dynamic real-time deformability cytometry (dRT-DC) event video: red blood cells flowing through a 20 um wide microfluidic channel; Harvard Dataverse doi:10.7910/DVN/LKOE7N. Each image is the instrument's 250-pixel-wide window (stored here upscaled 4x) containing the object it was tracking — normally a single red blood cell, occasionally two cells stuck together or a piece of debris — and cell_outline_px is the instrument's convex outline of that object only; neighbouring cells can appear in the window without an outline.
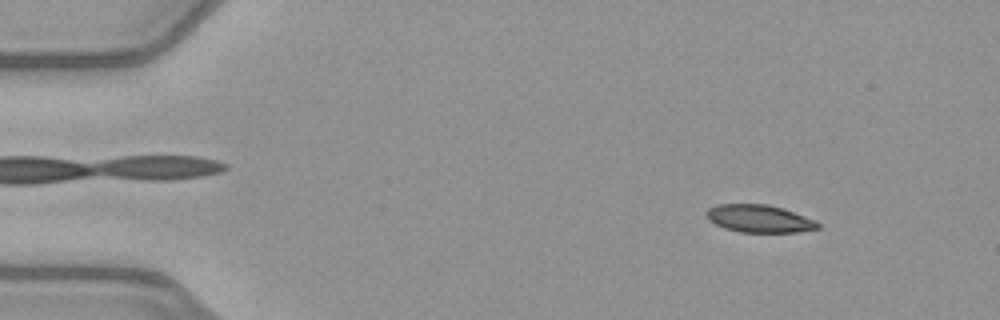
{"species": "common noctule bat (a hibernating species)", "species_latin": "Nyctalus noctula", "temperature_condition": "warm", "stored_images_in_passage": 8, "camera_frame_rate_fps": 3000, "um_per_image_px": 0.085, "animal": {"sex": "female", "body_mass_g": 21.9}, "frame": {"image": 1, "passage_image": 6, "time_ms": 1.667, "image_size_px": [1000, 320], "cell_outline_px": [[820, 228], [796, 232], [740, 232], [724, 228], [708, 220], [704, 216], [704, 212], [708, 208], [716, 204], [768, 204], [784, 208], [816, 220], [820, 224]], "centroid_in_image_um": [64.51, 18.57], "position_along_channel_um": 20.5, "area_um2": 18.21}}